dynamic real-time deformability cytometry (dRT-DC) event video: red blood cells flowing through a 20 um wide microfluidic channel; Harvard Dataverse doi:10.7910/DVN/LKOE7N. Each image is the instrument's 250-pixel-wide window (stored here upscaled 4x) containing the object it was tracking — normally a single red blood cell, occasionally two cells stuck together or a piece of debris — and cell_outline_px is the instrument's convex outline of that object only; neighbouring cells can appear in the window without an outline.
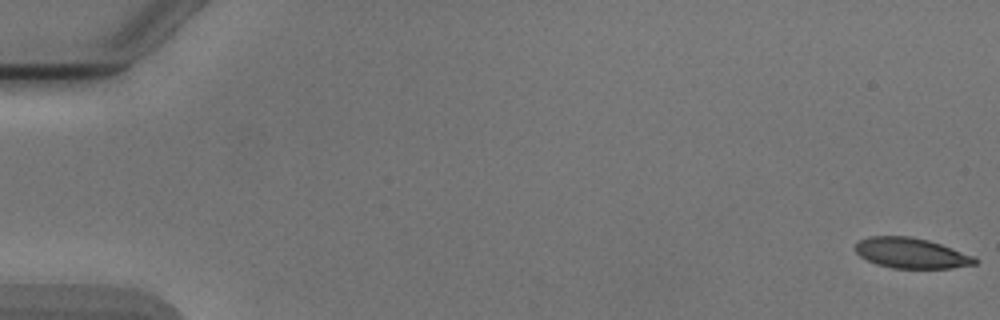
{"species": "Egyptian fruit bat (a non-hibernating species)", "species_latin": "Rousettus aegyptiacus", "temperature_condition": "cold", "stored_images_in_passage": 52, "camera_frame_rate_fps": 3000, "um_per_image_px": 0.085, "animal": {"sex": "male"}, "frame": {"image": 1, "passage_image": 1, "time_ms": 0.0, "image_size_px": [1000, 320], "cell_outline_px": [[976, 264], [952, 268], [892, 268], [876, 264], [860, 256], [856, 252], [856, 244], [860, 240], [868, 236], [908, 236], [928, 240], [940, 244], [972, 256], [976, 260]], "centroid_in_image_um": [77.41, 21.51], "position_along_channel_um": 7.6, "area_um2": 20.87}}
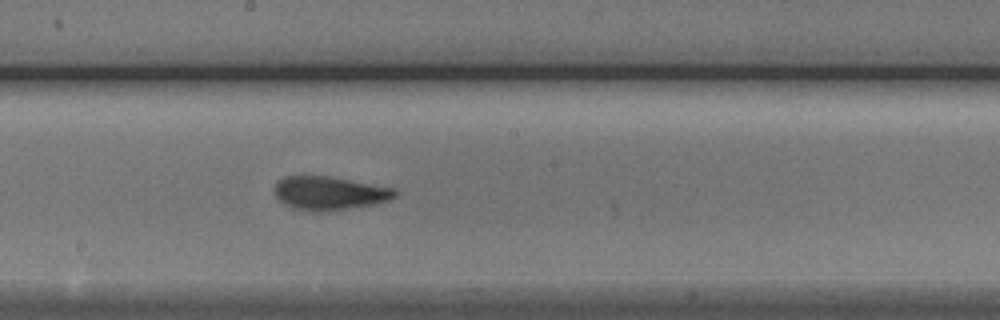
{"frame": {"image": 2, "passage_image": 30, "time_ms": 9.667, "image_size_px": [1000, 320], "cell_outline_px": [[396, 196], [388, 200], [376, 204], [328, 212], [316, 212], [292, 208], [284, 204], [276, 196], [276, 184], [284, 176], [328, 176], [396, 188]], "centroid_in_image_um": [28.03, 16.43], "position_along_channel_um": 220.2, "area_um2": 23.58}}
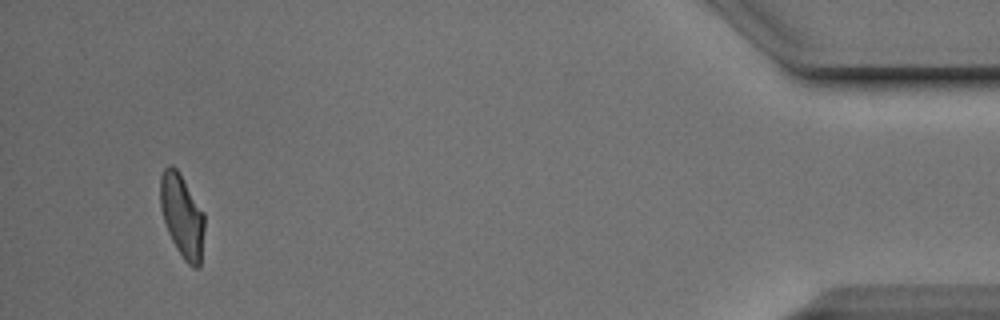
{"frame": {"image": 3, "passage_image": 51, "time_ms": 16.667, "image_size_px": [1000, 320], "cell_outline_px": [[204, 228], [200, 268], [192, 268], [184, 260], [176, 248], [168, 232], [160, 208], [160, 176], [164, 168], [168, 164], [172, 164], [176, 168], [204, 212]], "centroid_in_image_um": [15.47, 18.35], "position_along_channel_um": 419.7, "area_um2": 21.44}}